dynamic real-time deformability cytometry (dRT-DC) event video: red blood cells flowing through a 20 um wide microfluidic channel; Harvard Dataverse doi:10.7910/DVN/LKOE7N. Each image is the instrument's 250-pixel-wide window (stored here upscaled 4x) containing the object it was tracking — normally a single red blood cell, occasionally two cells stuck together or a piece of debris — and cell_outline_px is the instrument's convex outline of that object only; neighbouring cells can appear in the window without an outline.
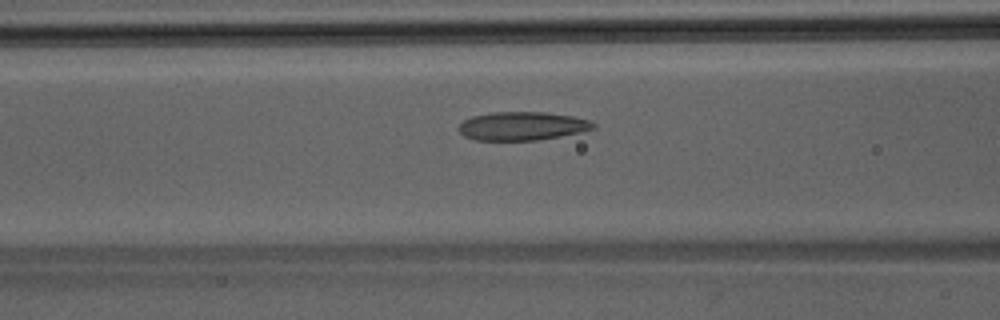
{"species": "Egyptian fruit bat (a non-hibernating species)", "species_latin": "Rousettus aegyptiacus", "temperature_condition": "room temperature", "stored_images_in_passage": 30, "camera_frame_rate_fps": 3000, "um_per_image_px": 0.085, "animal": {"sex": "male"}, "frame": {"image": 1, "passage_image": 4, "time_ms": 1.0, "image_size_px": [1000, 320], "cell_outline_px": [[596, 128], [580, 132], [560, 136], [536, 140], [476, 140], [464, 136], [460, 132], [460, 124], [464, 120], [472, 116], [492, 112], [544, 112], [572, 116], [588, 120], [596, 124]], "centroid_in_image_um": [44.39, 10.71], "position_along_channel_um": 122.2, "area_um2": 22.2}}
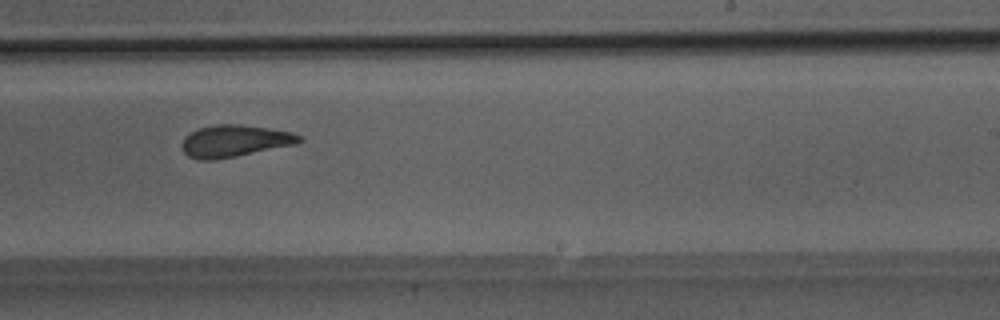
{"frame": {"image": 2, "passage_image": 14, "time_ms": 4.333, "image_size_px": [1000, 320], "cell_outline_px": [[304, 140], [296, 144], [236, 156], [212, 160], [200, 160], [188, 156], [180, 148], [180, 144], [184, 136], [200, 128], [216, 124], [240, 124], [268, 128], [292, 132], [300, 136]], "centroid_in_image_um": [19.91, 11.98], "position_along_channel_um": 269.1, "area_um2": 21.85}}
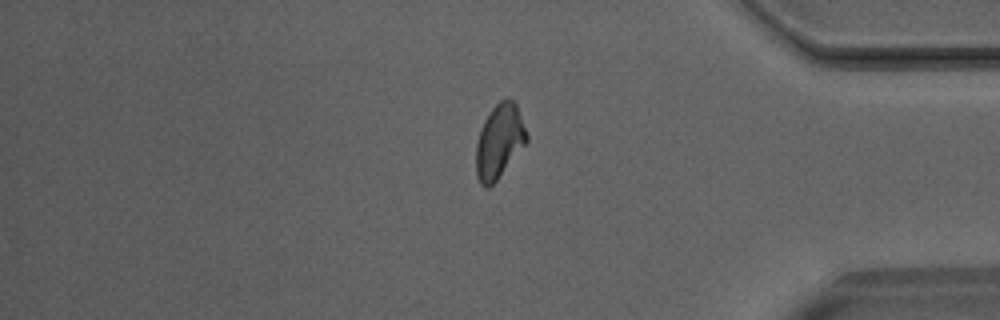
{"frame": {"image": 3, "passage_image": 24, "time_ms": 7.667, "image_size_px": [1000, 320], "cell_outline_px": [[528, 140], [496, 180], [488, 188], [484, 188], [480, 184], [476, 176], [476, 144], [480, 128], [484, 120], [492, 108], [500, 100], [508, 96], [516, 104], [528, 136]], "centroid_in_image_um": [42.41, 12.0], "position_along_channel_um": 392.8, "area_um2": 21.68}}